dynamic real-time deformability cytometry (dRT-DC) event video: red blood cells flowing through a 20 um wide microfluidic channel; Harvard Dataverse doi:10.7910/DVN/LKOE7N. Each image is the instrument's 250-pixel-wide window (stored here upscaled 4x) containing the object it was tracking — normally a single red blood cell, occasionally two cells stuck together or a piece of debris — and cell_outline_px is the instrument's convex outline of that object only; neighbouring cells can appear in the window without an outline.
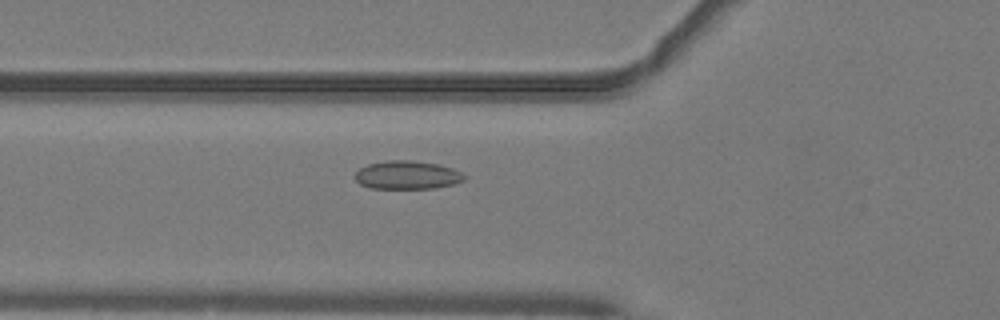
{"species": "common noctule bat (a hibernating species)", "species_latin": "Nyctalus noctula", "temperature_condition": "warm", "stored_images_in_passage": 52, "camera_frame_rate_fps": 3000, "um_per_image_px": 0.085, "animal": {"sex": "male", "body_mass_g": 19.2, "forearm_length_mm": 51.8}, "frame": {"image": 1, "passage_image": 20, "time_ms": 6.333, "image_size_px": [1000, 320], "cell_outline_px": [[464, 180], [452, 184], [436, 188], [368, 188], [360, 184], [356, 180], [356, 172], [360, 168], [368, 164], [388, 160], [412, 160], [440, 164], [452, 168], [460, 172], [464, 176]], "centroid_in_image_um": [34.6, 14.87], "position_along_channel_um": 91.2, "area_um2": 17.98}}
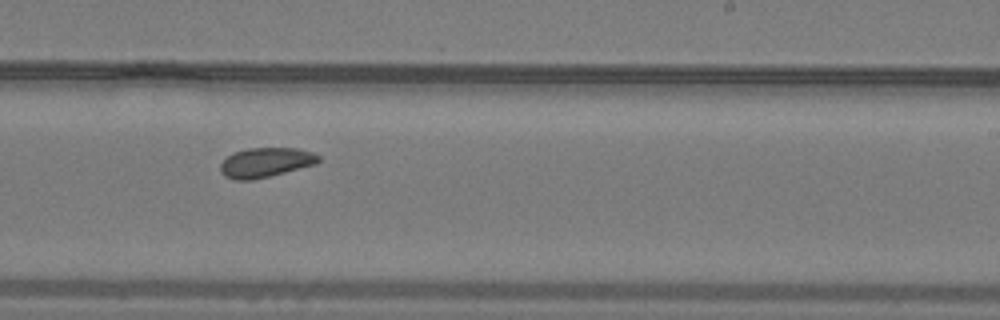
{"frame": {"image": 2, "passage_image": 33, "time_ms": 10.667, "image_size_px": [1000, 320], "cell_outline_px": [[320, 160], [316, 164], [252, 180], [236, 180], [224, 176], [220, 172], [220, 164], [232, 152], [248, 148], [296, 148], [312, 152], [320, 156]], "centroid_in_image_um": [22.55, 13.8], "position_along_channel_um": 266.4, "area_um2": 16.88}}
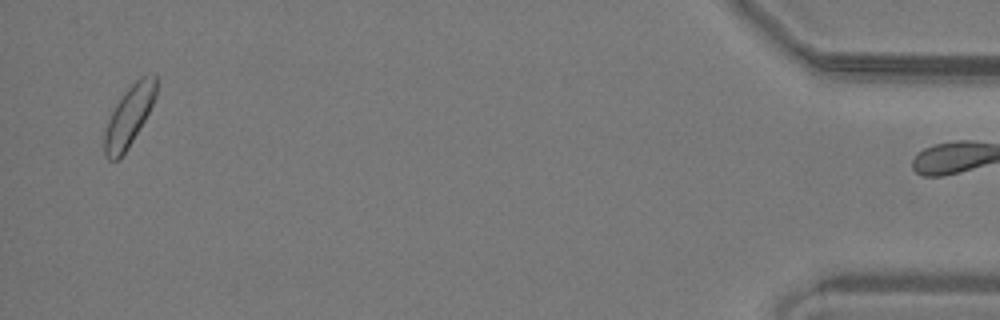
{"frame": {"image": 3, "passage_image": 51, "time_ms": 16.667, "image_size_px": [1000, 320], "cell_outline_px": [[156, 96], [144, 120], [128, 148], [120, 160], [108, 160], [104, 156], [104, 132], [108, 120], [116, 104], [124, 92], [140, 76], [156, 76]], "centroid_in_image_um": [10.93, 9.92], "position_along_channel_um": 424.3, "area_um2": 17.92}, "authors_computed_cell_mechanics": {"area_um2": 17.7157, "velocity_mm_per_s": 4.0469, "shape_relaxation_time_tau1_ms": null, "shape_relaxation_time_tau2_ms": 8.3807, "deformation_change_tau1": null, "deformation_change_tau2": 0.1157}}